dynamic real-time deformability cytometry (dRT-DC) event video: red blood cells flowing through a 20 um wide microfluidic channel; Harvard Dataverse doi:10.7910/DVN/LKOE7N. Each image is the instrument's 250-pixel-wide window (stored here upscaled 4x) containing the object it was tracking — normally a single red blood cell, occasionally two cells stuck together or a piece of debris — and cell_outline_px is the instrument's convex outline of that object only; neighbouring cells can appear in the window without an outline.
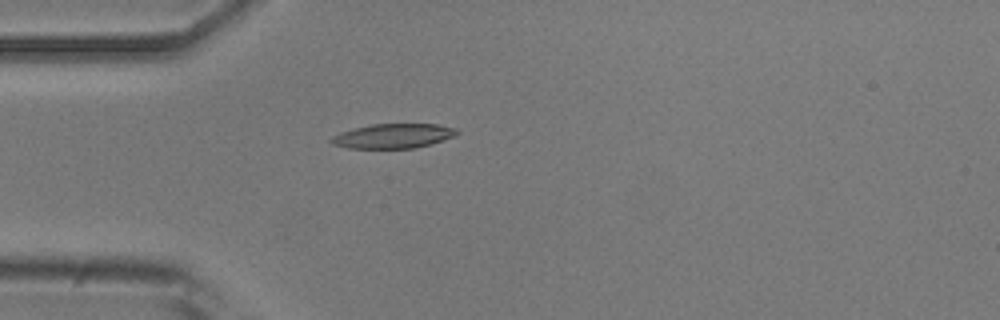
{"species": "common noctule bat (a hibernating species)", "species_latin": "Nyctalus noctula", "temperature_condition": "room temperature", "stored_images_in_passage": 1, "camera_frame_rate_fps": 3000, "um_per_image_px": 0.085, "animal": {"sex": "male", "body_mass_g": 20.5, "forearm_length_mm": 52.5}, "frame": {"image": 1, "passage_image": 1, "time_ms": 0.0, "image_size_px": [1000, 320], "cell_outline_px": [[460, 132], [444, 140], [432, 144], [416, 148], [348, 148], [332, 144], [328, 140], [332, 136], [340, 132], [372, 124], [436, 124], [456, 128]], "centroid_in_image_um": [33.42, 11.56], "position_along_channel_um": 51.6, "area_um2": 17.98}}